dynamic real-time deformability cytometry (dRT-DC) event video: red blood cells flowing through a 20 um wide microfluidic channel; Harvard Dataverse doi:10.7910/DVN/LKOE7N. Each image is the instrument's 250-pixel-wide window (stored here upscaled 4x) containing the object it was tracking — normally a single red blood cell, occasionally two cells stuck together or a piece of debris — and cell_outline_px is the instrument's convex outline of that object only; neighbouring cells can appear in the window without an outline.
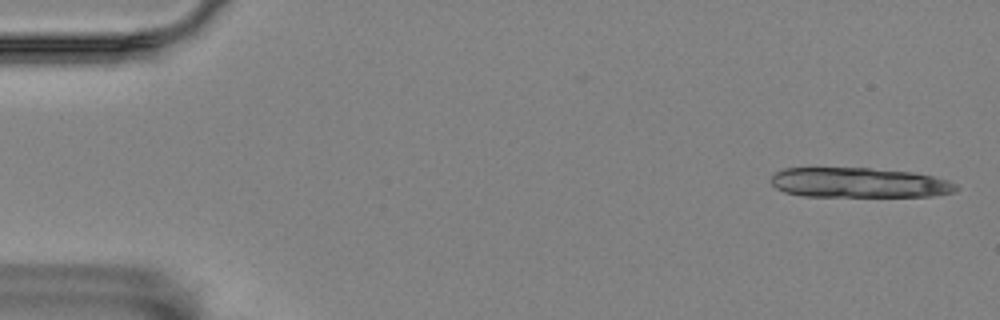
{"species": "Egyptian fruit bat (a non-hibernating species)", "species_latin": "Rousettus aegyptiacus", "temperature_condition": "room temperature", "stored_images_in_passage": 4, "camera_frame_rate_fps": 3000, "um_per_image_px": 0.085, "animal": {"sex": "female"}, "frame": {"image": 1, "passage_image": 1, "time_ms": 0.0, "image_size_px": [1000, 320], "cell_outline_px": [[960, 188], [956, 192], [932, 196], [804, 196], [784, 192], [776, 188], [772, 184], [772, 176], [776, 172], [784, 168], [868, 168], [912, 172], [932, 176], [948, 180], [956, 184]], "centroid_in_image_um": [73.05, 15.53], "position_along_channel_um": 12.0, "area_um2": 32.31}}